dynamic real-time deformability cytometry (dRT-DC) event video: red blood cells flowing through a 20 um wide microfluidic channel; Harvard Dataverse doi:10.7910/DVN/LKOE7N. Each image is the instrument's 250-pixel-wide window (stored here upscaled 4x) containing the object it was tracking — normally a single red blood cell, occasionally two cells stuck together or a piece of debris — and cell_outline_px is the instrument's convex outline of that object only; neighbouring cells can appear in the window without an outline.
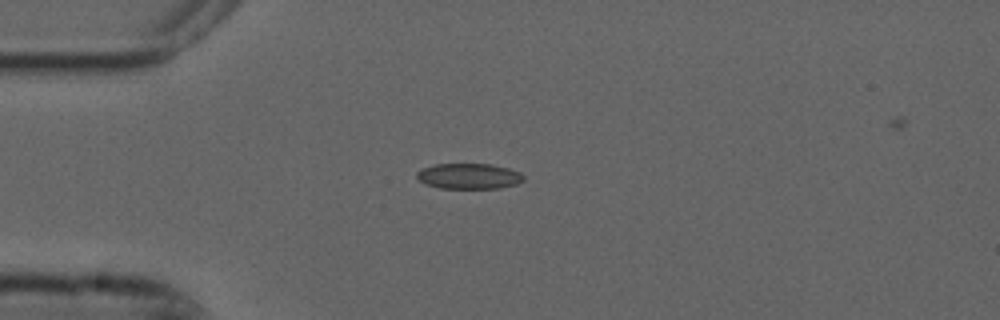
{"species": "common noctule bat (a hibernating species)", "species_latin": "Nyctalus noctula", "temperature_condition": "cold", "stored_images_in_passage": 4, "camera_frame_rate_fps": 3000, "um_per_image_px": 0.085, "animal": {"sex": "male", "forearm_length_mm": 52.5}, "frame": {"image": 1, "passage_image": 1, "time_ms": 0.0, "image_size_px": [1000, 320], "cell_outline_px": [[524, 180], [516, 184], [500, 188], [440, 188], [424, 184], [416, 176], [416, 172], [424, 168], [436, 164], [492, 164], [508, 168], [520, 172], [524, 176]], "centroid_in_image_um": [39.87, 14.97], "position_along_channel_um": 45.1, "area_um2": 15.9}}
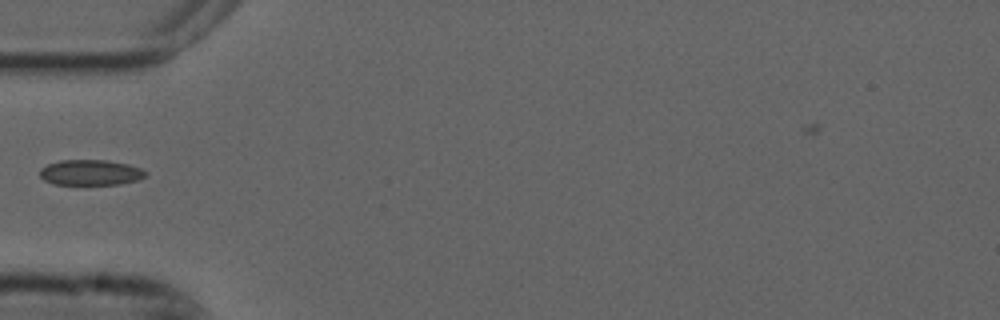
{"frame": {"image": 2, "passage_image": 2, "time_ms": 0.333, "image_size_px": [1000, 320], "cell_outline_px": [[148, 176], [140, 180], [120, 184], [52, 184], [44, 180], [40, 176], [40, 168], [48, 164], [60, 160], [108, 160], [128, 164], [140, 168], [148, 172]], "centroid_in_image_um": [7.74, 14.66], "position_along_channel_um": 77.3, "area_um2": 15.9}}
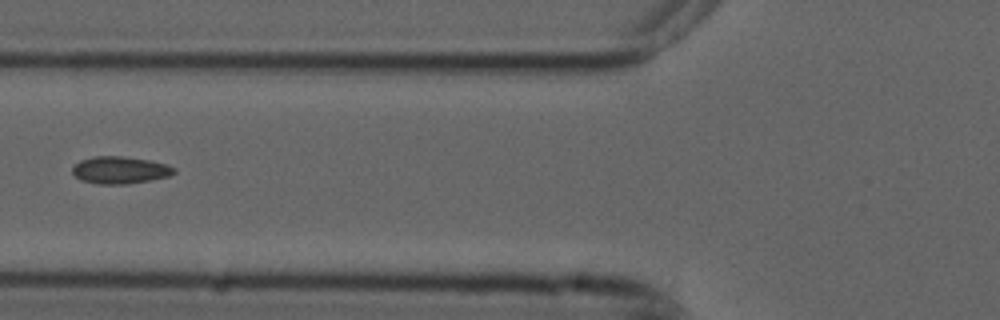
{"frame": {"image": 3, "passage_image": 3, "time_ms": 0.667, "image_size_px": [1000, 320], "cell_outline_px": [[176, 172], [168, 176], [152, 180], [124, 184], [100, 184], [80, 180], [72, 172], [72, 168], [80, 160], [96, 156], [120, 156], [148, 160], [164, 164], [176, 168]], "centroid_in_image_um": [10.19, 14.46], "position_along_channel_um": 115.6, "area_um2": 15.95}}